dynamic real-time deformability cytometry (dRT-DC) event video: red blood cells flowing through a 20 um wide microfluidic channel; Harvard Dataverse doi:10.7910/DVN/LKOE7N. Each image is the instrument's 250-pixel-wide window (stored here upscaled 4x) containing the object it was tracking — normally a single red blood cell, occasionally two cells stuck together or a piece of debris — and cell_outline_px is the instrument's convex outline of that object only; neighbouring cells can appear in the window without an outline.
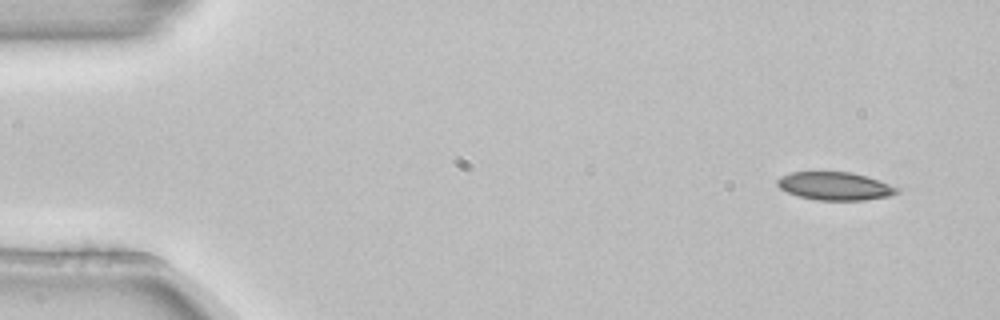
{"species": "common noctule bat (a hibernating species)", "species_latin": "Nyctalus noctula", "temperature_condition": "room temperature", "stored_images_in_passage": 4, "camera_frame_rate_fps": 3000, "um_per_image_px": 0.085, "animal": {"sex": "female", "body_mass_g": 22.7, "forearm_length_mm": 54.2}, "frame": {"image": 1, "passage_image": 1, "time_ms": 0.0, "image_size_px": [1000, 320], "cell_outline_px": [[900, 192], [888, 196], [864, 200], [816, 200], [800, 196], [788, 192], [780, 188], [776, 184], [776, 180], [780, 176], [792, 172], [852, 172], [868, 176], [900, 188]], "centroid_in_image_um": [70.98, 15.81], "position_along_channel_um": 14.0, "area_um2": 19.59}}